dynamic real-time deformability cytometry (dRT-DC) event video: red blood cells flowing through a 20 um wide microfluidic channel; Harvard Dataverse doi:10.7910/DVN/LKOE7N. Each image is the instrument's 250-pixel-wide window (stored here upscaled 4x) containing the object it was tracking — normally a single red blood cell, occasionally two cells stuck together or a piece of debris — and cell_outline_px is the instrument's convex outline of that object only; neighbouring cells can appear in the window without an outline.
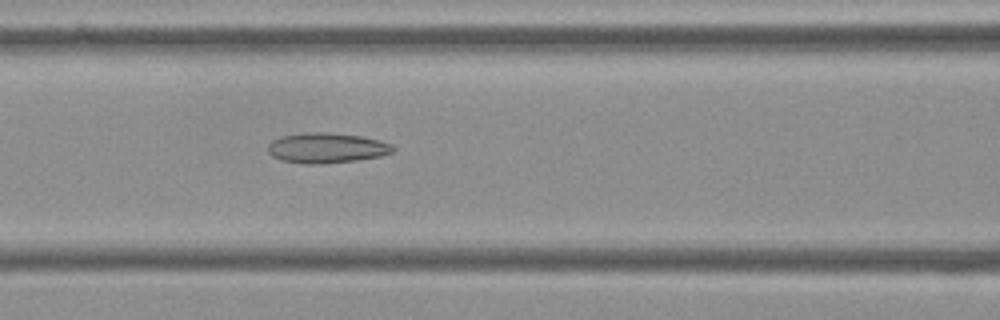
{"species": "Egyptian fruit bat (a non-hibernating species)", "species_latin": "Rousettus aegyptiacus", "temperature_condition": "cold", "stored_images_in_passage": 44, "camera_frame_rate_fps": 3000, "um_per_image_px": 0.085, "frame": {"image": 1, "passage_image": 12, "time_ms": 3.667, "image_size_px": [1000, 320], "cell_outline_px": [[396, 148], [392, 152], [380, 156], [356, 160], [320, 164], [304, 164], [280, 160], [272, 156], [268, 152], [268, 144], [272, 140], [280, 136], [308, 132], [328, 132], [360, 136], [380, 140], [392, 144]], "centroid_in_image_um": [27.74, 12.57], "position_along_channel_um": 138.9, "area_um2": 22.14}}
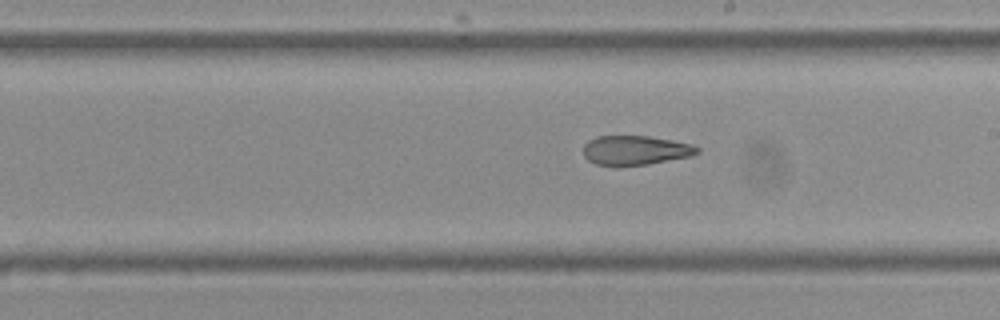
{"frame": {"image": 2, "passage_image": 20, "time_ms": 6.333, "image_size_px": [1000, 320], "cell_outline_px": [[700, 152], [692, 156], [648, 164], [616, 168], [596, 164], [588, 160], [584, 156], [584, 144], [588, 140], [596, 136], [648, 136], [672, 140], [692, 144], [700, 148]], "centroid_in_image_um": [53.99, 12.8], "position_along_channel_um": 235.0, "area_um2": 20.0}}
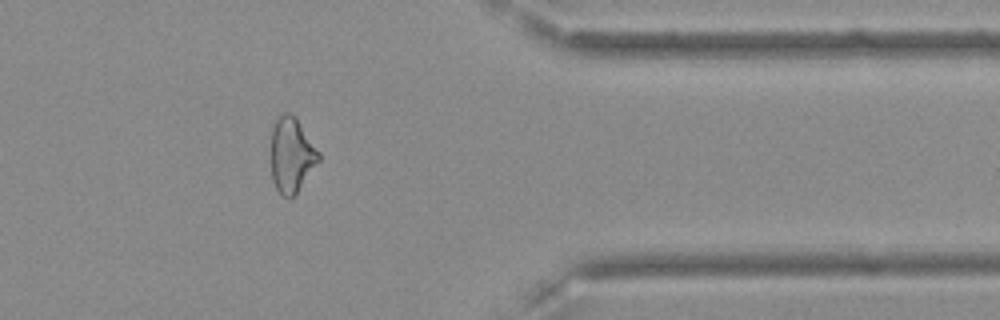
{"frame": {"image": 3, "passage_image": 34, "time_ms": 11.0, "image_size_px": [1000, 320], "cell_outline_px": [[320, 160], [296, 192], [288, 200], [276, 188], [272, 180], [268, 152], [272, 128], [276, 116], [284, 112], [288, 112], [296, 116], [320, 152]], "centroid_in_image_um": [24.72, 13.11], "position_along_channel_um": 386.7, "area_um2": 21.56}, "authors_computed_cell_mechanics": {"area_um2": 21.5883, "velocity_mm_per_s": 3.6095, "shape_relaxation_time_tau1_ms": null, "shape_relaxation_time_tau2_ms": 4.7393, "deformation_change_tau1": null, "deformation_change_tau2": 0.1515}}